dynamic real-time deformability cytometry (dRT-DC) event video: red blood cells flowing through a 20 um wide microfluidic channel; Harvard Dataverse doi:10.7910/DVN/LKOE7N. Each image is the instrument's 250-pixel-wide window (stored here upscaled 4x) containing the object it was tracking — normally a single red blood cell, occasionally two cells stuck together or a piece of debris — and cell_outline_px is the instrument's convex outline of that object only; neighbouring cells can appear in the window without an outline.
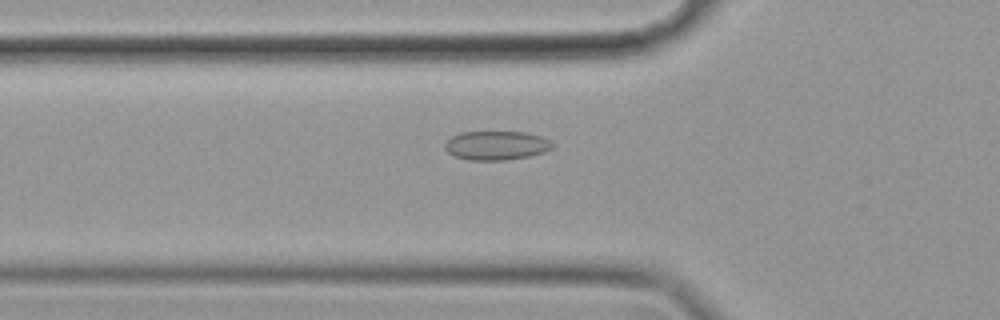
{"species": "common noctule bat (a hibernating species)", "species_latin": "Nyctalus noctula", "temperature_condition": "cold", "stored_images_in_passage": 49, "camera_frame_rate_fps": 3000, "um_per_image_px": 0.085, "animal": {"sex": "female", "body_mass_g": 19.9}, "frame": {"image": 1, "passage_image": 11, "time_ms": 3.333, "image_size_px": [1000, 320], "cell_outline_px": [[552, 148], [544, 152], [528, 156], [504, 160], [468, 160], [452, 156], [444, 148], [444, 144], [452, 136], [460, 132], [524, 132], [540, 136], [548, 140], [552, 144]], "centroid_in_image_um": [42.13, 12.37], "position_along_channel_um": 83.7, "area_um2": 18.09}}
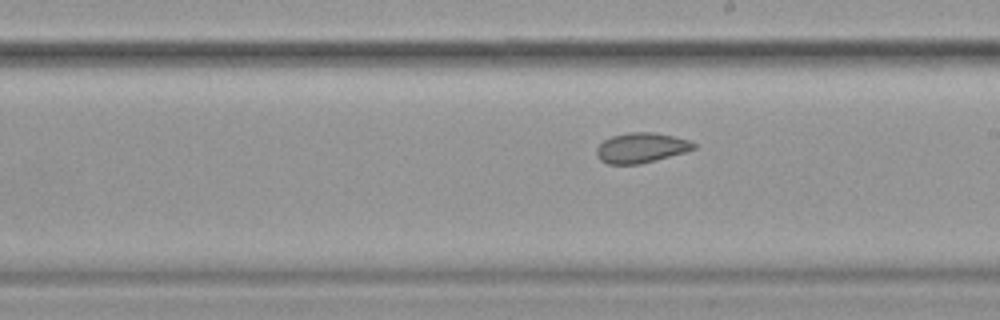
{"frame": {"image": 2, "passage_image": 24, "time_ms": 7.667, "image_size_px": [1000, 320], "cell_outline_px": [[696, 148], [684, 152], [656, 160], [640, 164], [608, 164], [600, 160], [596, 156], [596, 148], [604, 140], [612, 136], [628, 132], [652, 132], [672, 136], [688, 140], [696, 144]], "centroid_in_image_um": [54.47, 12.57], "position_along_channel_um": 234.5, "area_um2": 16.94}}
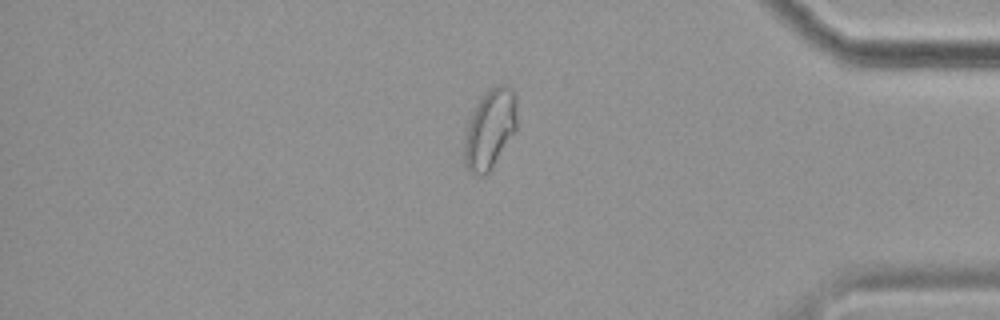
{"frame": {"image": 3, "passage_image": 40, "time_ms": 13.0, "image_size_px": [1000, 320], "cell_outline_px": [[516, 128], [492, 168], [484, 176], [480, 176], [472, 172], [464, 164], [464, 128], [480, 96], [496, 84], [508, 84], [512, 88], [516, 96]], "centroid_in_image_um": [41.62, 10.92], "position_along_channel_um": 393.6, "area_um2": 24.68}, "authors_computed_cell_mechanics": {"area_um2": 18.5538, "velocity_mm_per_s": 3.4784, "shape_relaxation_time_tau1_ms": null, "shape_relaxation_time_tau2_ms": 1.4379, "deformation_change_tau1": null, "deformation_change_tau2": 0.0647}}